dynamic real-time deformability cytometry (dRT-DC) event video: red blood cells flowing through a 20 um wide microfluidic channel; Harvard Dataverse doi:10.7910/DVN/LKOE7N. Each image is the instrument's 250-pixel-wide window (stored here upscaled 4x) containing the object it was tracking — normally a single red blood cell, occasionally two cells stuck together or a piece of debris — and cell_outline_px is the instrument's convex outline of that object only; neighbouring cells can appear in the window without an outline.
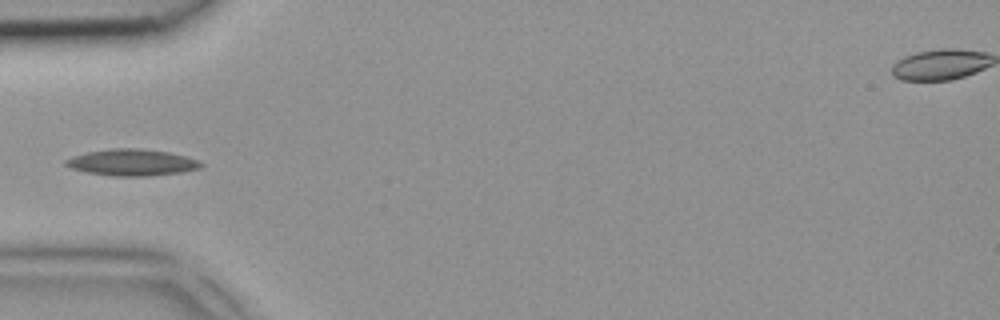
{"species": "common noctule bat (a hibernating species)", "species_latin": "Nyctalus noctula", "temperature_condition": "room temperature", "stored_images_in_passage": 5, "camera_frame_rate_fps": 3000, "um_per_image_px": 0.085, "animal": {"sex": "female", "body_mass_g": 18.4}, "frame": {"image": 1, "passage_image": 4, "time_ms": 1.0, "image_size_px": [1000, 320], "cell_outline_px": [[204, 164], [200, 168], [180, 172], [152, 176], [112, 176], [88, 172], [72, 168], [64, 164], [64, 160], [88, 152], [112, 148], [140, 148], [168, 152], [200, 160]], "centroid_in_image_um": [11.25, 13.81], "position_along_channel_um": 73.7, "area_um2": 20.75}}